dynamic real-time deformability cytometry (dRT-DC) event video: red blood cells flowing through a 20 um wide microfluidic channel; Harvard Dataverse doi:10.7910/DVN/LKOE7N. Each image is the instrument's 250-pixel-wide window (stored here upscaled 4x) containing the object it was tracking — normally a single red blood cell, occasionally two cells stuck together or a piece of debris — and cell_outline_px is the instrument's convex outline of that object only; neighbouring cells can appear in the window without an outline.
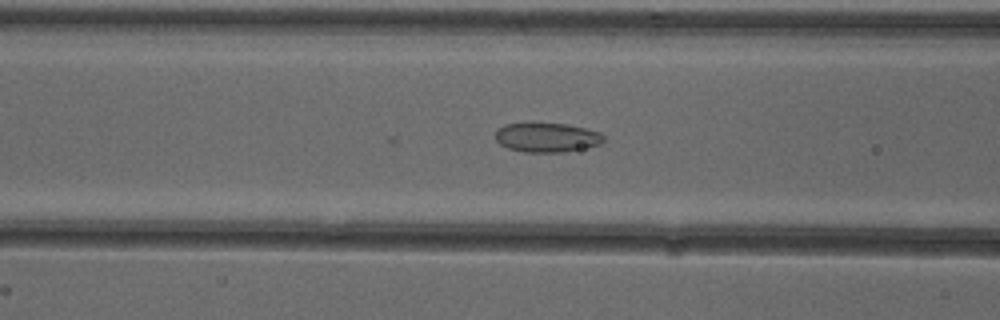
{"species": "common noctule bat (a hibernating species)", "species_latin": "Nyctalus noctula", "temperature_condition": "cold", "stored_images_in_passage": 36, "camera_frame_rate_fps": 3000, "um_per_image_px": 0.085, "animal": {"sex": "female"}, "frame": {"image": 1, "passage_image": 5, "time_ms": 1.333, "image_size_px": [1000, 320], "cell_outline_px": [[604, 140], [600, 144], [560, 152], [524, 152], [508, 148], [500, 144], [496, 140], [496, 132], [504, 124], [528, 120], [568, 124], [600, 132], [604, 136]], "centroid_in_image_um": [46.42, 11.63], "position_along_channel_um": 120.2, "area_um2": 19.02}}
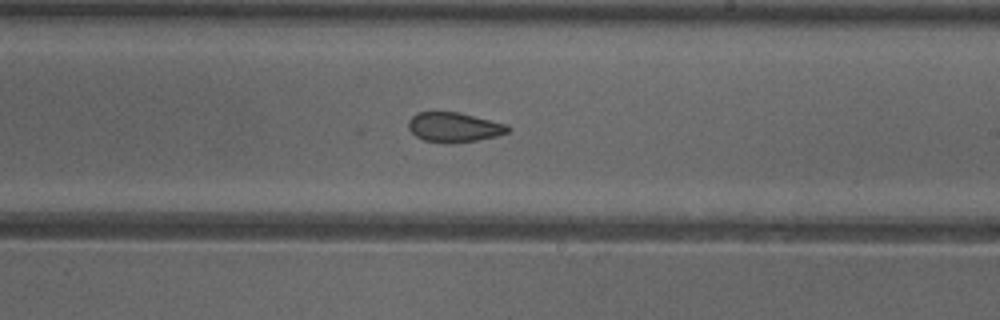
{"frame": {"image": 2, "passage_image": 15, "time_ms": 4.667, "image_size_px": [1000, 320], "cell_outline_px": [[512, 128], [508, 132], [496, 136], [476, 140], [448, 144], [424, 140], [416, 136], [408, 128], [408, 120], [416, 112], [456, 112], [508, 124]], "centroid_in_image_um": [38.59, 10.82], "position_along_channel_um": 250.4, "area_um2": 17.22}}
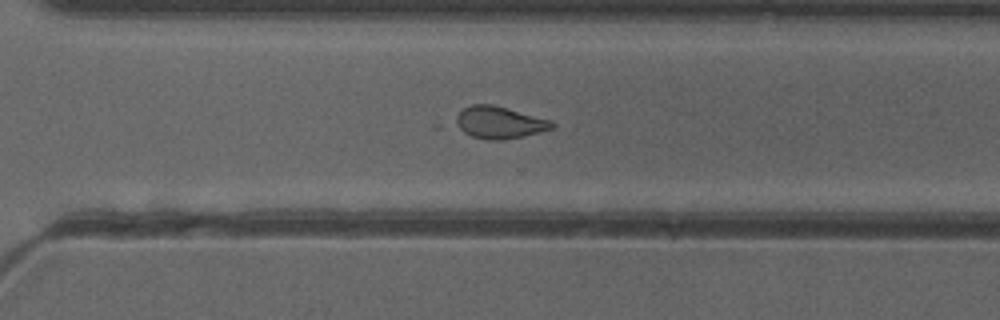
{"frame": {"image": 3, "passage_image": 21, "time_ms": 6.667, "image_size_px": [1000, 320], "cell_outline_px": [[556, 124], [552, 128], [540, 132], [524, 136], [500, 140], [492, 140], [472, 136], [464, 132], [452, 124], [456, 116], [464, 108], [472, 104], [492, 104], [552, 120]], "centroid_in_image_um": [42.43, 10.4], "position_along_channel_um": 328.2, "area_um2": 18.03}, "authors_computed_cell_mechanics": {"area_um2": 18.0914, "velocity_mm_per_s": 3.9217, "shape_relaxation_time_tau1_ms": null, "shape_relaxation_time_tau2_ms": 1.365, "deformation_change_tau1": null, "deformation_change_tau2": 0.0677}}